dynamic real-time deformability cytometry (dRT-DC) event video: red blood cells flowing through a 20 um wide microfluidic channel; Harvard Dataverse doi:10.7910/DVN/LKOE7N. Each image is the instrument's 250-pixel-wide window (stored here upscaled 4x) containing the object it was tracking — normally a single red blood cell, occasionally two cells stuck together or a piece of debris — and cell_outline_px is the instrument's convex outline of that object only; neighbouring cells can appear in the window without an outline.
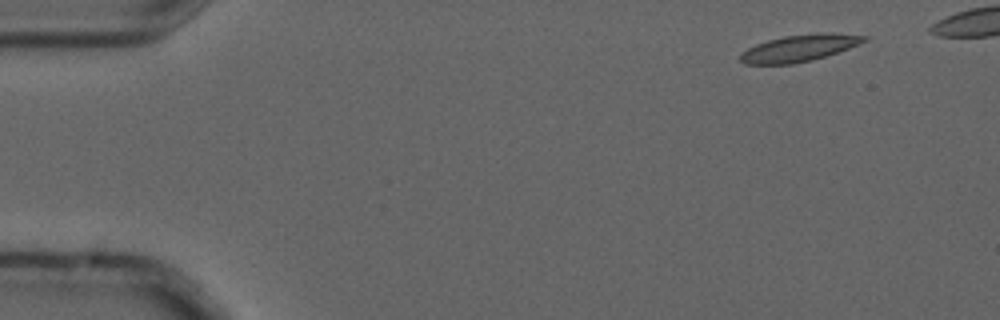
{"species": "common noctule bat (a hibernating species)", "species_latin": "Nyctalus noctula", "temperature_condition": "cold", "stored_images_in_passage": 8, "camera_frame_rate_fps": 3000, "um_per_image_px": 0.085, "animal": {"sex": "male", "forearm_length_mm": 52.5}, "frame": {"image": 1, "passage_image": 1, "time_ms": 0.0, "image_size_px": [1000, 320], "cell_outline_px": [[868, 40], [848, 48], [812, 60], [792, 64], [744, 64], [740, 60], [740, 52], [756, 44], [768, 40], [784, 36], [820, 32], [832, 32], [868, 36]], "centroid_in_image_um": [67.93, 4.08], "position_along_channel_um": 17.1, "area_um2": 19.31}}
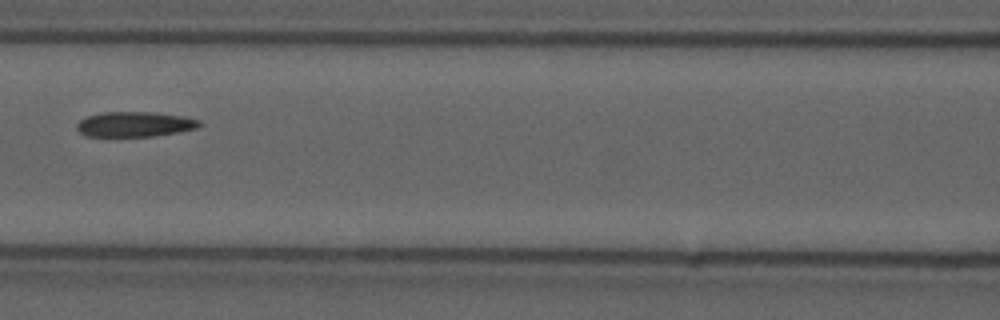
{"frame": {"image": 2, "passage_image": 6, "time_ms": 1.667, "image_size_px": [1000, 320], "cell_outline_px": [[204, 124], [200, 128], [152, 136], [84, 136], [76, 128], [76, 124], [80, 120], [88, 116], [104, 112], [156, 112], [180, 116], [200, 120]], "centroid_in_image_um": [11.47, 10.56], "position_along_channel_um": 155.1, "area_um2": 17.92}}
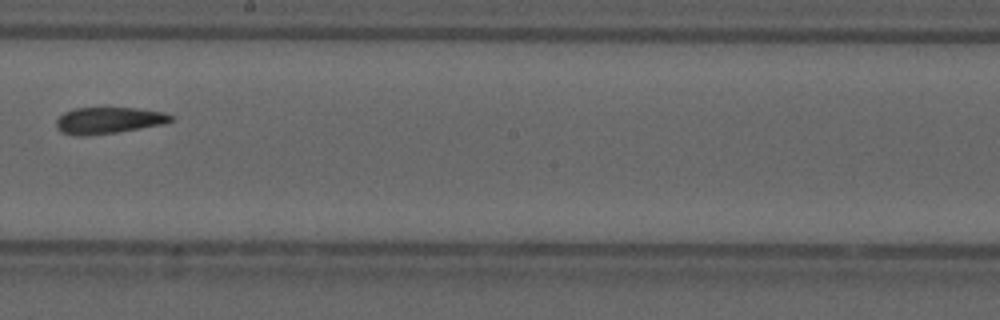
{"frame": {"image": 3, "passage_image": 8, "time_ms": 2.333, "image_size_px": [1000, 320], "cell_outline_px": [[176, 116], [172, 120], [164, 124], [116, 132], [88, 136], [76, 136], [60, 132], [56, 128], [56, 120], [64, 112], [72, 108], [140, 108], [164, 112]], "centroid_in_image_um": [9.22, 10.23], "position_along_channel_um": 239.0, "area_um2": 17.92}}